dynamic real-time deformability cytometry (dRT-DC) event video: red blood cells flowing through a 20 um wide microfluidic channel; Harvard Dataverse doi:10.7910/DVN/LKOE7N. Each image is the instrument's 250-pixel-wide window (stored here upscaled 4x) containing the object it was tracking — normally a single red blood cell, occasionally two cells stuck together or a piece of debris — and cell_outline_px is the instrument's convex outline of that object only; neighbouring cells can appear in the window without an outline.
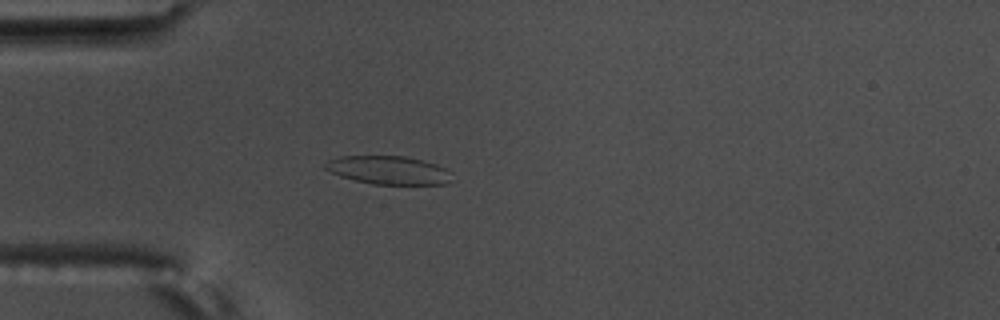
{"species": "common noctule bat (a hibernating species)", "species_latin": "Nyctalus noctula", "temperature_condition": "warm", "stored_images_in_passage": 10, "camera_frame_rate_fps": 3000, "um_per_image_px": 0.085, "animal": {"sex": "male", "body_mass_g": 17.5, "forearm_length_mm": 52.3}, "frame": {"image": 1, "passage_image": 4, "time_ms": 1.0, "image_size_px": [1000, 320], "cell_outline_px": [[448, 184], [372, 184], [340, 176], [324, 168], [324, 164], [328, 160], [340, 156], [404, 156], [436, 164], [444, 168], [448, 172]], "centroid_in_image_um": [32.96, 14.46], "position_along_channel_um": 52.0, "area_um2": 20.52}}
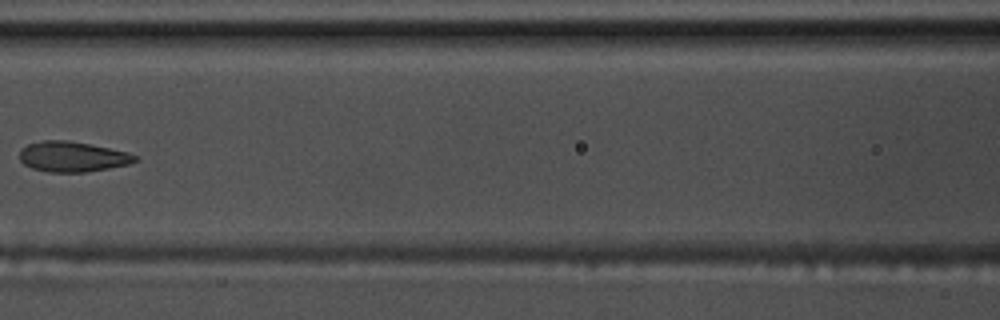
{"frame": {"image": 2, "passage_image": 7, "time_ms": 2.0, "image_size_px": [1000, 320], "cell_outline_px": [[140, 160], [128, 164], [88, 172], [48, 172], [32, 168], [24, 164], [20, 160], [20, 148], [28, 144], [40, 140], [68, 140], [128, 152], [140, 156]], "centroid_in_image_um": [6.17, 13.31], "position_along_channel_um": 160.4, "area_um2": 20.52}}